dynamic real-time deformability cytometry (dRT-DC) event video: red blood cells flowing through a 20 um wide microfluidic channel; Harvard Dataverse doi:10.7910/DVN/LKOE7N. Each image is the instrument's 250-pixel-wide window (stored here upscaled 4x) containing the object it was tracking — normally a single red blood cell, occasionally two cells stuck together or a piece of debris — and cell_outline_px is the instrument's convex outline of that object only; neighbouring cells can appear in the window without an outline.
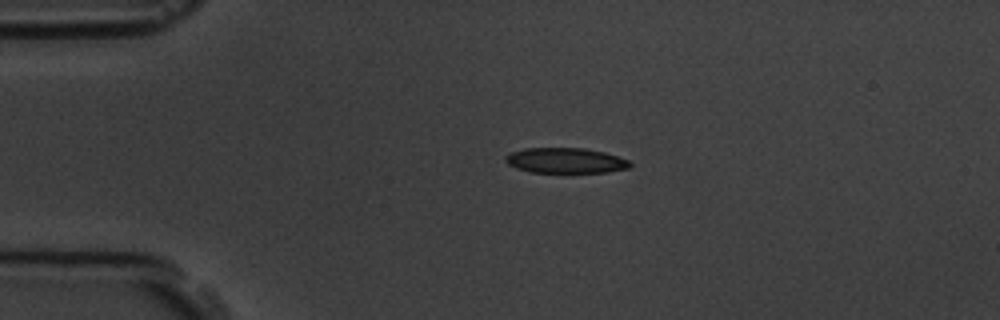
{"species": "common noctule bat (a hibernating species)", "species_latin": "Nyctalus noctula", "temperature_condition": "room temperature", "stored_images_in_passage": 4, "camera_frame_rate_fps": 3000, "um_per_image_px": 0.085, "animal": {"sex": "male", "body_mass_g": 19.5, "forearm_length_mm": 54.6}, "frame": {"image": 1, "passage_image": 3, "time_ms": 2.333, "image_size_px": [1000, 320], "cell_outline_px": [[632, 164], [628, 168], [608, 172], [528, 172], [516, 168], [508, 164], [504, 160], [504, 156], [512, 152], [524, 148], [584, 148], [604, 152], [628, 160]], "centroid_in_image_um": [48.03, 13.64], "position_along_channel_um": 37.0, "area_um2": 18.32}}